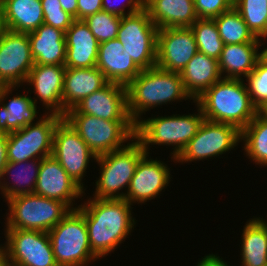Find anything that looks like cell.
Here are the masks:
<instances>
[{"label": "cell", "mask_w": 267, "mask_h": 266, "mask_svg": "<svg viewBox=\"0 0 267 266\" xmlns=\"http://www.w3.org/2000/svg\"><path fill=\"white\" fill-rule=\"evenodd\" d=\"M132 205L125 199L88 198L83 211L92 253L99 259L120 247L136 224Z\"/></svg>", "instance_id": "6da1fadb"}, {"label": "cell", "mask_w": 267, "mask_h": 266, "mask_svg": "<svg viewBox=\"0 0 267 266\" xmlns=\"http://www.w3.org/2000/svg\"><path fill=\"white\" fill-rule=\"evenodd\" d=\"M127 110L136 124L143 113L167 105L168 102L193 100L186 92L179 72L166 71L157 66L142 70L127 86Z\"/></svg>", "instance_id": "7a4b0ae2"}, {"label": "cell", "mask_w": 267, "mask_h": 266, "mask_svg": "<svg viewBox=\"0 0 267 266\" xmlns=\"http://www.w3.org/2000/svg\"><path fill=\"white\" fill-rule=\"evenodd\" d=\"M195 102L205 120L225 123L242 131L259 112L253 105L244 79L222 78Z\"/></svg>", "instance_id": "3957f363"}, {"label": "cell", "mask_w": 267, "mask_h": 266, "mask_svg": "<svg viewBox=\"0 0 267 266\" xmlns=\"http://www.w3.org/2000/svg\"><path fill=\"white\" fill-rule=\"evenodd\" d=\"M194 103L198 108L196 114L154 116L141 119L135 124V138L142 144L147 154L150 145H172L175 146L171 152L172 160L175 162V158L196 135L204 121L200 106L195 101Z\"/></svg>", "instance_id": "277c9868"}, {"label": "cell", "mask_w": 267, "mask_h": 266, "mask_svg": "<svg viewBox=\"0 0 267 266\" xmlns=\"http://www.w3.org/2000/svg\"><path fill=\"white\" fill-rule=\"evenodd\" d=\"M146 154L142 144L135 138L122 149L96 157L100 176L95 182L93 198L125 199V190L135 173L139 160ZM121 190V192H120Z\"/></svg>", "instance_id": "5b68a950"}, {"label": "cell", "mask_w": 267, "mask_h": 266, "mask_svg": "<svg viewBox=\"0 0 267 266\" xmlns=\"http://www.w3.org/2000/svg\"><path fill=\"white\" fill-rule=\"evenodd\" d=\"M8 204L5 229L50 231L72 209L64 202L35 193L5 200Z\"/></svg>", "instance_id": "8992f818"}, {"label": "cell", "mask_w": 267, "mask_h": 266, "mask_svg": "<svg viewBox=\"0 0 267 266\" xmlns=\"http://www.w3.org/2000/svg\"><path fill=\"white\" fill-rule=\"evenodd\" d=\"M47 233L58 266H87L98 259L91 251L84 213L79 207Z\"/></svg>", "instance_id": "52a82bcc"}, {"label": "cell", "mask_w": 267, "mask_h": 266, "mask_svg": "<svg viewBox=\"0 0 267 266\" xmlns=\"http://www.w3.org/2000/svg\"><path fill=\"white\" fill-rule=\"evenodd\" d=\"M64 118L96 156L122 149L135 139L133 121L105 120L87 114H65Z\"/></svg>", "instance_id": "ba28073f"}, {"label": "cell", "mask_w": 267, "mask_h": 266, "mask_svg": "<svg viewBox=\"0 0 267 266\" xmlns=\"http://www.w3.org/2000/svg\"><path fill=\"white\" fill-rule=\"evenodd\" d=\"M158 28L150 19L148 11L143 10L121 17L117 39L124 52L141 69L156 66Z\"/></svg>", "instance_id": "9c48e42d"}, {"label": "cell", "mask_w": 267, "mask_h": 266, "mask_svg": "<svg viewBox=\"0 0 267 266\" xmlns=\"http://www.w3.org/2000/svg\"><path fill=\"white\" fill-rule=\"evenodd\" d=\"M62 118L45 113L36 123L7 134L8 162L44 159L52 155L54 130Z\"/></svg>", "instance_id": "30bf717a"}, {"label": "cell", "mask_w": 267, "mask_h": 266, "mask_svg": "<svg viewBox=\"0 0 267 266\" xmlns=\"http://www.w3.org/2000/svg\"><path fill=\"white\" fill-rule=\"evenodd\" d=\"M241 141V131L235 126L205 120L196 135L175 158L176 163H187L218 157L231 151Z\"/></svg>", "instance_id": "8fae6325"}, {"label": "cell", "mask_w": 267, "mask_h": 266, "mask_svg": "<svg viewBox=\"0 0 267 266\" xmlns=\"http://www.w3.org/2000/svg\"><path fill=\"white\" fill-rule=\"evenodd\" d=\"M4 232L6 242L1 246L10 266H58L47 232L22 229Z\"/></svg>", "instance_id": "7c38bea8"}, {"label": "cell", "mask_w": 267, "mask_h": 266, "mask_svg": "<svg viewBox=\"0 0 267 266\" xmlns=\"http://www.w3.org/2000/svg\"><path fill=\"white\" fill-rule=\"evenodd\" d=\"M52 156L60 163L71 179L85 191L82 179L86 174L90 160H96L97 156L64 117L58 122L54 130Z\"/></svg>", "instance_id": "4fadbf2b"}, {"label": "cell", "mask_w": 267, "mask_h": 266, "mask_svg": "<svg viewBox=\"0 0 267 266\" xmlns=\"http://www.w3.org/2000/svg\"><path fill=\"white\" fill-rule=\"evenodd\" d=\"M34 65L28 33L8 30L0 42V84L19 88Z\"/></svg>", "instance_id": "5bb4252c"}, {"label": "cell", "mask_w": 267, "mask_h": 266, "mask_svg": "<svg viewBox=\"0 0 267 266\" xmlns=\"http://www.w3.org/2000/svg\"><path fill=\"white\" fill-rule=\"evenodd\" d=\"M197 52L195 36L190 27L158 29V68L180 73Z\"/></svg>", "instance_id": "9a60e30c"}, {"label": "cell", "mask_w": 267, "mask_h": 266, "mask_svg": "<svg viewBox=\"0 0 267 266\" xmlns=\"http://www.w3.org/2000/svg\"><path fill=\"white\" fill-rule=\"evenodd\" d=\"M66 114H87L112 121H132L127 110L126 86L108 82L82 99Z\"/></svg>", "instance_id": "2e32d148"}, {"label": "cell", "mask_w": 267, "mask_h": 266, "mask_svg": "<svg viewBox=\"0 0 267 266\" xmlns=\"http://www.w3.org/2000/svg\"><path fill=\"white\" fill-rule=\"evenodd\" d=\"M146 153L136 167L125 194V200L130 204H142L160 195L169 186L171 179L170 168L157 159H151Z\"/></svg>", "instance_id": "e0dca14e"}, {"label": "cell", "mask_w": 267, "mask_h": 266, "mask_svg": "<svg viewBox=\"0 0 267 266\" xmlns=\"http://www.w3.org/2000/svg\"><path fill=\"white\" fill-rule=\"evenodd\" d=\"M34 193L64 202L71 209H77L78 207L74 206L75 200L85 195L84 190L71 179L52 155L41 159Z\"/></svg>", "instance_id": "ac0fdd59"}, {"label": "cell", "mask_w": 267, "mask_h": 266, "mask_svg": "<svg viewBox=\"0 0 267 266\" xmlns=\"http://www.w3.org/2000/svg\"><path fill=\"white\" fill-rule=\"evenodd\" d=\"M66 67L64 65H43L35 64L29 72L26 84L31 85L37 97L33 103L37 105V100H41L49 114L62 116V93L64 86V75Z\"/></svg>", "instance_id": "d6986e66"}, {"label": "cell", "mask_w": 267, "mask_h": 266, "mask_svg": "<svg viewBox=\"0 0 267 266\" xmlns=\"http://www.w3.org/2000/svg\"><path fill=\"white\" fill-rule=\"evenodd\" d=\"M123 52V45L117 38L100 43L96 67L108 82L127 86L142 70Z\"/></svg>", "instance_id": "ffe728a7"}, {"label": "cell", "mask_w": 267, "mask_h": 266, "mask_svg": "<svg viewBox=\"0 0 267 266\" xmlns=\"http://www.w3.org/2000/svg\"><path fill=\"white\" fill-rule=\"evenodd\" d=\"M66 68H92L96 66L99 42L84 20L75 19L65 32Z\"/></svg>", "instance_id": "44dd1931"}, {"label": "cell", "mask_w": 267, "mask_h": 266, "mask_svg": "<svg viewBox=\"0 0 267 266\" xmlns=\"http://www.w3.org/2000/svg\"><path fill=\"white\" fill-rule=\"evenodd\" d=\"M108 81L95 66L92 68H66L62 93V117L82 99L104 87Z\"/></svg>", "instance_id": "7402d4cb"}, {"label": "cell", "mask_w": 267, "mask_h": 266, "mask_svg": "<svg viewBox=\"0 0 267 266\" xmlns=\"http://www.w3.org/2000/svg\"><path fill=\"white\" fill-rule=\"evenodd\" d=\"M16 87H2L0 89V133L9 134L20 130L28 124L35 123L37 119V105L33 103L31 96L18 94L7 100Z\"/></svg>", "instance_id": "603a6c76"}, {"label": "cell", "mask_w": 267, "mask_h": 266, "mask_svg": "<svg viewBox=\"0 0 267 266\" xmlns=\"http://www.w3.org/2000/svg\"><path fill=\"white\" fill-rule=\"evenodd\" d=\"M247 42L242 44H224L218 59L223 78L244 79L255 68L257 61L264 55L265 48L258 51L263 42ZM225 74V76H223Z\"/></svg>", "instance_id": "cb8c5ba5"}, {"label": "cell", "mask_w": 267, "mask_h": 266, "mask_svg": "<svg viewBox=\"0 0 267 266\" xmlns=\"http://www.w3.org/2000/svg\"><path fill=\"white\" fill-rule=\"evenodd\" d=\"M31 54L35 64L64 65L66 61L65 32L42 24L28 33Z\"/></svg>", "instance_id": "d4e9b609"}, {"label": "cell", "mask_w": 267, "mask_h": 266, "mask_svg": "<svg viewBox=\"0 0 267 266\" xmlns=\"http://www.w3.org/2000/svg\"><path fill=\"white\" fill-rule=\"evenodd\" d=\"M145 9L158 29L191 27L198 19L194 0H145Z\"/></svg>", "instance_id": "484cf974"}, {"label": "cell", "mask_w": 267, "mask_h": 266, "mask_svg": "<svg viewBox=\"0 0 267 266\" xmlns=\"http://www.w3.org/2000/svg\"><path fill=\"white\" fill-rule=\"evenodd\" d=\"M186 92L193 102L222 79L218 60L197 52L180 72Z\"/></svg>", "instance_id": "4316f807"}, {"label": "cell", "mask_w": 267, "mask_h": 266, "mask_svg": "<svg viewBox=\"0 0 267 266\" xmlns=\"http://www.w3.org/2000/svg\"><path fill=\"white\" fill-rule=\"evenodd\" d=\"M8 30L30 33L44 23L41 0H0Z\"/></svg>", "instance_id": "83f0119b"}, {"label": "cell", "mask_w": 267, "mask_h": 266, "mask_svg": "<svg viewBox=\"0 0 267 266\" xmlns=\"http://www.w3.org/2000/svg\"><path fill=\"white\" fill-rule=\"evenodd\" d=\"M40 164L41 159L7 162L0 177V190L3 197L8 200L18 195L34 193ZM15 171L16 173H12ZM8 175H12L13 179L11 180L13 184L10 183V180L7 182V179H9Z\"/></svg>", "instance_id": "f1b7e54d"}, {"label": "cell", "mask_w": 267, "mask_h": 266, "mask_svg": "<svg viewBox=\"0 0 267 266\" xmlns=\"http://www.w3.org/2000/svg\"><path fill=\"white\" fill-rule=\"evenodd\" d=\"M241 265H267V221L262 218H250L242 230Z\"/></svg>", "instance_id": "f546056e"}, {"label": "cell", "mask_w": 267, "mask_h": 266, "mask_svg": "<svg viewBox=\"0 0 267 266\" xmlns=\"http://www.w3.org/2000/svg\"><path fill=\"white\" fill-rule=\"evenodd\" d=\"M246 156L259 166H267V117L260 111L241 131Z\"/></svg>", "instance_id": "4dcf8cb0"}, {"label": "cell", "mask_w": 267, "mask_h": 266, "mask_svg": "<svg viewBox=\"0 0 267 266\" xmlns=\"http://www.w3.org/2000/svg\"><path fill=\"white\" fill-rule=\"evenodd\" d=\"M213 19L224 44L262 42L261 39L256 38L248 29L247 24L234 7Z\"/></svg>", "instance_id": "1f68e13d"}, {"label": "cell", "mask_w": 267, "mask_h": 266, "mask_svg": "<svg viewBox=\"0 0 267 266\" xmlns=\"http://www.w3.org/2000/svg\"><path fill=\"white\" fill-rule=\"evenodd\" d=\"M234 8L256 38L267 40L266 0H234Z\"/></svg>", "instance_id": "d6a6232c"}, {"label": "cell", "mask_w": 267, "mask_h": 266, "mask_svg": "<svg viewBox=\"0 0 267 266\" xmlns=\"http://www.w3.org/2000/svg\"><path fill=\"white\" fill-rule=\"evenodd\" d=\"M190 28L194 33L198 52L218 60L224 43L214 19L198 18Z\"/></svg>", "instance_id": "836d02e7"}, {"label": "cell", "mask_w": 267, "mask_h": 266, "mask_svg": "<svg viewBox=\"0 0 267 266\" xmlns=\"http://www.w3.org/2000/svg\"><path fill=\"white\" fill-rule=\"evenodd\" d=\"M246 86L253 105L260 111L267 105V54L257 61L254 70L246 77Z\"/></svg>", "instance_id": "e575fe53"}, {"label": "cell", "mask_w": 267, "mask_h": 266, "mask_svg": "<svg viewBox=\"0 0 267 266\" xmlns=\"http://www.w3.org/2000/svg\"><path fill=\"white\" fill-rule=\"evenodd\" d=\"M84 22L100 44L117 38L121 17L100 11L86 17Z\"/></svg>", "instance_id": "d590c367"}, {"label": "cell", "mask_w": 267, "mask_h": 266, "mask_svg": "<svg viewBox=\"0 0 267 266\" xmlns=\"http://www.w3.org/2000/svg\"><path fill=\"white\" fill-rule=\"evenodd\" d=\"M44 24L60 29L64 32L72 25L75 18L65 12L59 0H41Z\"/></svg>", "instance_id": "8d00e7d4"}, {"label": "cell", "mask_w": 267, "mask_h": 266, "mask_svg": "<svg viewBox=\"0 0 267 266\" xmlns=\"http://www.w3.org/2000/svg\"><path fill=\"white\" fill-rule=\"evenodd\" d=\"M198 18L213 19L234 7V0H194Z\"/></svg>", "instance_id": "74e56055"}, {"label": "cell", "mask_w": 267, "mask_h": 266, "mask_svg": "<svg viewBox=\"0 0 267 266\" xmlns=\"http://www.w3.org/2000/svg\"><path fill=\"white\" fill-rule=\"evenodd\" d=\"M121 1H122V4H121L122 6L119 5L120 7H118V4L117 5L115 4L116 2H118V0L117 1L116 0H113V1L102 0V11L115 14L119 17H123V16H127L133 13H137L145 8V0H126L127 1L126 4H123L124 0H121ZM126 7H128L127 12L125 11Z\"/></svg>", "instance_id": "f35d334b"}, {"label": "cell", "mask_w": 267, "mask_h": 266, "mask_svg": "<svg viewBox=\"0 0 267 266\" xmlns=\"http://www.w3.org/2000/svg\"><path fill=\"white\" fill-rule=\"evenodd\" d=\"M100 11H102V0H78L77 20H84Z\"/></svg>", "instance_id": "ab89813d"}, {"label": "cell", "mask_w": 267, "mask_h": 266, "mask_svg": "<svg viewBox=\"0 0 267 266\" xmlns=\"http://www.w3.org/2000/svg\"><path fill=\"white\" fill-rule=\"evenodd\" d=\"M202 258L195 266H230L222 257L217 256V254L212 253Z\"/></svg>", "instance_id": "60d3db41"}, {"label": "cell", "mask_w": 267, "mask_h": 266, "mask_svg": "<svg viewBox=\"0 0 267 266\" xmlns=\"http://www.w3.org/2000/svg\"><path fill=\"white\" fill-rule=\"evenodd\" d=\"M7 162V134L0 133V177Z\"/></svg>", "instance_id": "b9f144b4"}, {"label": "cell", "mask_w": 267, "mask_h": 266, "mask_svg": "<svg viewBox=\"0 0 267 266\" xmlns=\"http://www.w3.org/2000/svg\"><path fill=\"white\" fill-rule=\"evenodd\" d=\"M62 9L77 19L78 0H59Z\"/></svg>", "instance_id": "7bdbcfd3"}, {"label": "cell", "mask_w": 267, "mask_h": 266, "mask_svg": "<svg viewBox=\"0 0 267 266\" xmlns=\"http://www.w3.org/2000/svg\"><path fill=\"white\" fill-rule=\"evenodd\" d=\"M7 31H8V28L6 25V21L3 18L1 7H0V42L2 41L3 36L5 35Z\"/></svg>", "instance_id": "ee69618b"}, {"label": "cell", "mask_w": 267, "mask_h": 266, "mask_svg": "<svg viewBox=\"0 0 267 266\" xmlns=\"http://www.w3.org/2000/svg\"><path fill=\"white\" fill-rule=\"evenodd\" d=\"M0 266H10L6 251L0 245Z\"/></svg>", "instance_id": "f6af8a7d"}, {"label": "cell", "mask_w": 267, "mask_h": 266, "mask_svg": "<svg viewBox=\"0 0 267 266\" xmlns=\"http://www.w3.org/2000/svg\"><path fill=\"white\" fill-rule=\"evenodd\" d=\"M260 112L267 117V105L260 110Z\"/></svg>", "instance_id": "bcb514c9"}]
</instances>
